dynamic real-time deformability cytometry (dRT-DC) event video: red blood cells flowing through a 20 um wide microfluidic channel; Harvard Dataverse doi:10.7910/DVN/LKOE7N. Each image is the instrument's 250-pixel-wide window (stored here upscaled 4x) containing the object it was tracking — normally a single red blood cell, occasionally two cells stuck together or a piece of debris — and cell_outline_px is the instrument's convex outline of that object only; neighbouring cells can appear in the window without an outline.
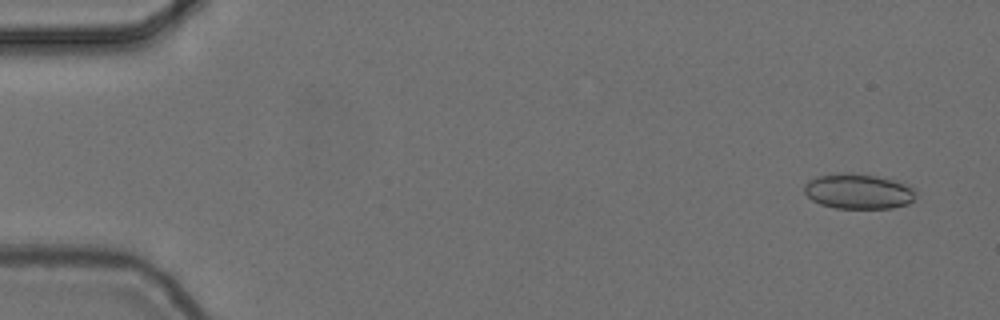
{"species": "common noctule bat (a hibernating species)", "species_latin": "Nyctalus noctula", "temperature_condition": "cold", "stored_images_in_passage": 53, "camera_frame_rate_fps": 3000, "um_per_image_px": 0.085, "animal": {"sex": "female", "body_mass_g": 24.6, "forearm_length_mm": 56.2}, "frame": {"image": 1, "passage_image": 1, "time_ms": 0.0, "image_size_px": [1000, 320], "cell_outline_px": [[916, 192], [912, 200], [908, 204], [892, 208], [836, 208], [820, 204], [812, 200], [804, 192], [804, 184], [808, 180], [816, 176], [840, 172], [852, 172], [900, 180], [916, 188]], "centroid_in_image_um": [72.98, 16.24], "position_along_channel_um": 12.0, "area_um2": 23.35}}
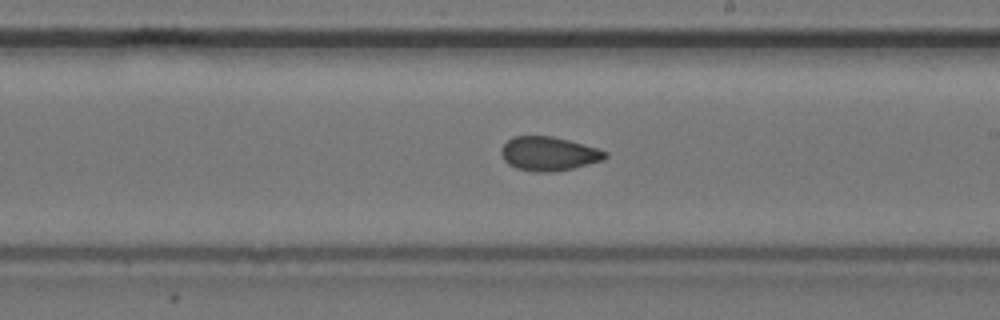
{"frame": {"image": 2, "passage_image": 30, "time_ms": 9.667, "image_size_px": [1000, 320], "cell_outline_px": [[608, 156], [604, 160], [572, 168], [552, 172], [536, 172], [516, 168], [508, 164], [504, 160], [500, 152], [504, 144], [512, 136], [552, 136], [568, 140], [596, 148], [608, 152]], "centroid_in_image_um": [46.63, 13.07], "position_along_channel_um": 242.4, "area_um2": 20.52}}
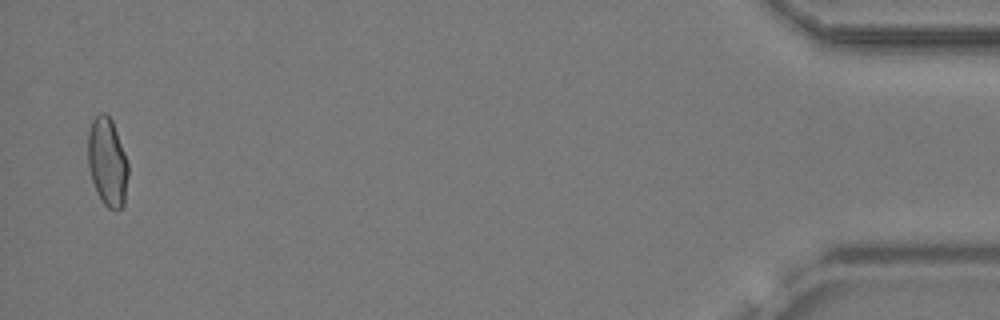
{"frame": {"image": 3, "passage_image": 52, "time_ms": 17.0, "image_size_px": [1000, 320], "cell_outline_px": [[128, 176], [124, 204], [116, 212], [108, 208], [104, 204], [92, 180], [88, 168], [88, 132], [92, 120], [100, 112], [104, 112], [112, 120], [124, 152], [128, 164]], "centroid_in_image_um": [9.13, 13.77], "position_along_channel_um": 426.1, "area_um2": 20.63}, "authors_computed_cell_mechanics": {"area_um2": 21.0392, "velocity_mm_per_s": 3.71, "shape_relaxation_time_tau1_ms": null, "shape_relaxation_time_tau2_ms": 1.7917, "deformation_change_tau1": null, "deformation_change_tau2": 0.0567}}